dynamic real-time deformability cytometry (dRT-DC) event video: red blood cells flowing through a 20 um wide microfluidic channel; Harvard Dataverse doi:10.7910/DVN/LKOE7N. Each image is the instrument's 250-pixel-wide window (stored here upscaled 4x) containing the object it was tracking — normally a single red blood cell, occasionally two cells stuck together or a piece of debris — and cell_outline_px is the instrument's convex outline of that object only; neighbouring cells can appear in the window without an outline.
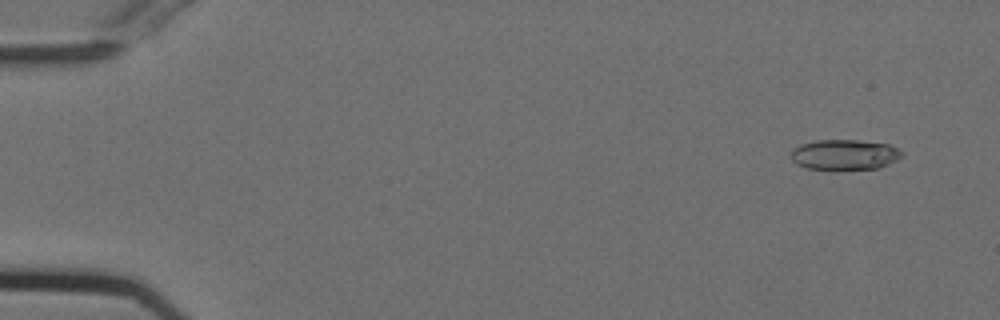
{"species": "Egyptian fruit bat (a non-hibernating species)", "species_latin": "Rousettus aegyptiacus", "temperature_condition": "cold", "stored_images_in_passage": 55, "camera_frame_rate_fps": 3000, "um_per_image_px": 0.085, "animal": {"sex": "female"}, "frame": {"image": 1, "passage_image": 4, "time_ms": 1.0, "image_size_px": [1000, 320], "cell_outline_px": [[904, 156], [888, 164], [876, 168], [836, 172], [804, 168], [796, 164], [792, 160], [792, 152], [800, 144], [816, 140], [856, 140], [888, 144], [904, 152]], "centroid_in_image_um": [71.78, 13.19], "position_along_channel_um": 13.2, "area_um2": 20.23}}
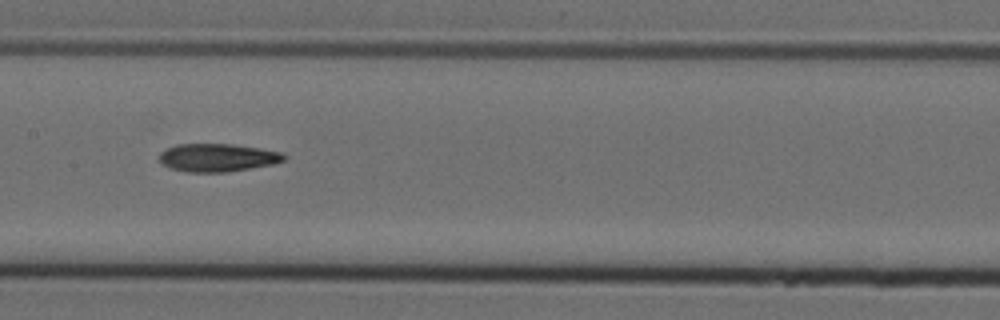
{"frame": {"image": 2, "passage_image": 28, "time_ms": 9.0, "image_size_px": [1000, 320], "cell_outline_px": [[288, 156], [284, 160], [272, 164], [224, 172], [188, 172], [172, 168], [164, 164], [156, 156], [164, 148], [176, 144], [232, 144], [260, 148], [284, 152]], "centroid_in_image_um": [18.48, 13.38], "position_along_channel_um": 188.9, "area_um2": 20.4}}
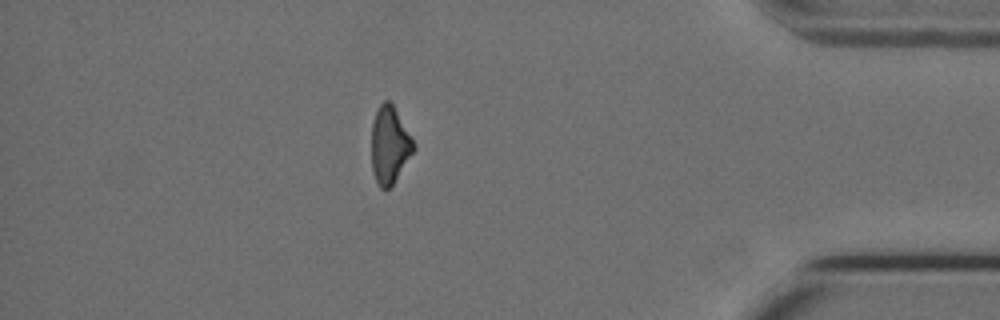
{"frame": {"image": 3, "passage_image": 48, "time_ms": 15.667, "image_size_px": [1000, 320], "cell_outline_px": [[416, 148], [392, 184], [384, 192], [376, 184], [372, 172], [372, 124], [376, 112], [380, 104], [384, 100], [388, 100], [392, 104], [412, 136]], "centroid_in_image_um": [33.11, 12.35], "position_along_channel_um": 402.1, "area_um2": 18.9}, "authors_computed_cell_mechanics": {"area_um2": 20.2878, "velocity_mm_per_s": 3.7512, "shape_relaxation_time_tau1_ms": 9.9682, "shape_relaxation_time_tau2_ms": null, "deformation_change_tau1": 0.2334, "deformation_change_tau2": null}}